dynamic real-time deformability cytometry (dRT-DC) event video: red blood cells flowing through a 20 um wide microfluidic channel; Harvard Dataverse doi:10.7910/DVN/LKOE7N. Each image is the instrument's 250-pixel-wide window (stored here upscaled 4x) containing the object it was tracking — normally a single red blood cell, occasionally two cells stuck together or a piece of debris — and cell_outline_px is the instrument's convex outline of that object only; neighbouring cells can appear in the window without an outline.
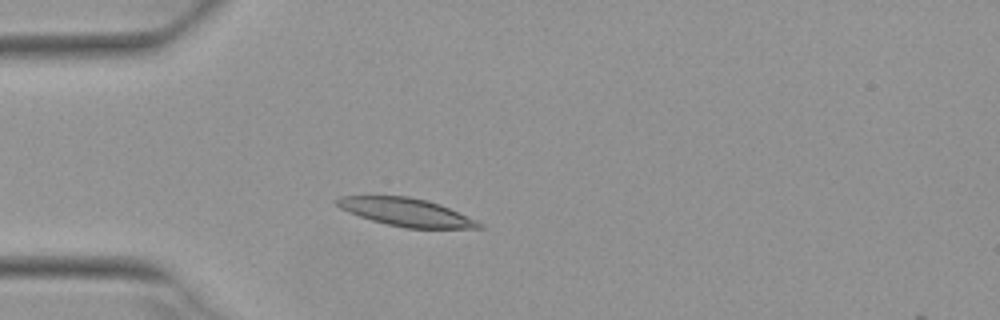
{"species": "Egyptian fruit bat (a non-hibernating species)", "species_latin": "Rousettus aegyptiacus", "temperature_condition": "warm", "stored_images_in_passage": 3, "camera_frame_rate_fps": 3000, "um_per_image_px": 0.085, "animal": {"sex": "female"}, "frame": {"image": 1, "passage_image": 3, "time_ms": 0.667, "image_size_px": [1000, 320], "cell_outline_px": [[484, 228], [404, 228], [372, 220], [348, 212], [340, 208], [332, 200], [340, 196], [408, 196], [428, 200], [440, 204], [476, 220], [484, 224]], "centroid_in_image_um": [34.51, 18.03], "position_along_channel_um": 50.5, "area_um2": 23.12}}